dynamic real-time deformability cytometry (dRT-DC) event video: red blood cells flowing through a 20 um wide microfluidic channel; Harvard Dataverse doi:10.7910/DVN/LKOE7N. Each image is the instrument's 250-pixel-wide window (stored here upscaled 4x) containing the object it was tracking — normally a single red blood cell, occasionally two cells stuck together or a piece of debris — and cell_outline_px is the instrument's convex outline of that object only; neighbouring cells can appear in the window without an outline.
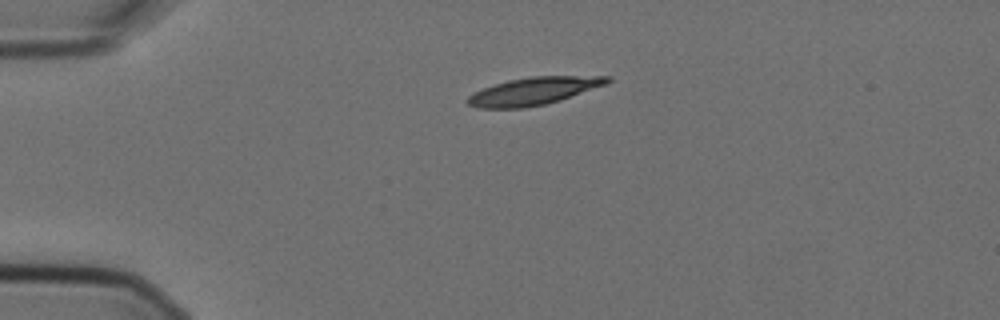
{"species": "Egyptian fruit bat (a non-hibernating species)", "species_latin": "Rousettus aegyptiacus", "temperature_condition": "cold", "stored_images_in_passage": 6, "camera_frame_rate_fps": 3000, "um_per_image_px": 0.085, "animal": {"sex": "female"}, "frame": {"image": 1, "passage_image": 6, "time_ms": 1.667, "image_size_px": [1000, 320], "cell_outline_px": [[612, 80], [608, 84], [560, 100], [544, 104], [524, 108], [480, 108], [468, 104], [464, 100], [468, 96], [484, 88], [508, 80], [532, 76], [612, 76]], "centroid_in_image_um": [45.4, 7.74], "position_along_channel_um": 39.6, "area_um2": 22.37}}